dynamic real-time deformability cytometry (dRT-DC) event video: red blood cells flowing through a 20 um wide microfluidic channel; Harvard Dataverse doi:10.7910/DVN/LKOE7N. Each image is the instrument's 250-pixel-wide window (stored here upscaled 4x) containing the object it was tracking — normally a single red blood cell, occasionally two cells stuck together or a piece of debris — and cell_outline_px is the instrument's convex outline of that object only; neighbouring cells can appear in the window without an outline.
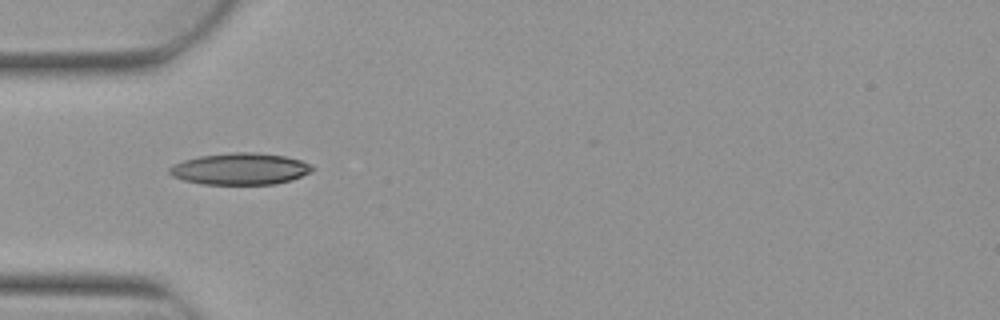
{"species": "Egyptian fruit bat (a non-hibernating species)", "species_latin": "Rousettus aegyptiacus", "temperature_condition": "warm", "stored_images_in_passage": 4, "camera_frame_rate_fps": 3000, "um_per_image_px": 0.085, "animal": {"sex": "female"}, "frame": {"image": 1, "passage_image": 1, "time_ms": 0.0, "image_size_px": [1000, 320], "cell_outline_px": [[316, 168], [312, 172], [292, 180], [276, 184], [204, 184], [184, 180], [172, 176], [168, 172], [168, 168], [172, 164], [184, 160], [200, 156], [232, 152], [256, 152], [284, 156], [300, 160]], "centroid_in_image_um": [20.42, 14.35], "position_along_channel_um": 64.6, "area_um2": 26.41}}
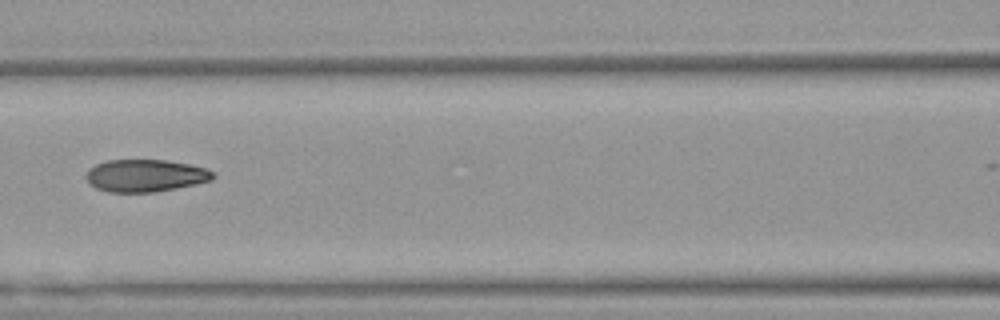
{"frame": {"image": 2, "passage_image": 3, "time_ms": 0.667, "image_size_px": [1000, 320], "cell_outline_px": [[216, 176], [212, 180], [196, 184], [176, 188], [152, 192], [108, 192], [96, 188], [88, 184], [84, 176], [88, 168], [96, 164], [108, 160], [168, 160], [208, 168]], "centroid_in_image_um": [12.33, 14.92], "position_along_channel_um": 154.3, "area_um2": 24.16}}
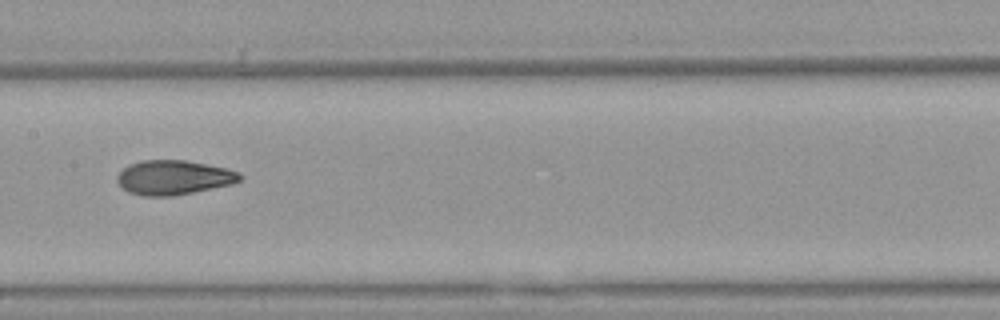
{"frame": {"image": 3, "passage_image": 4, "time_ms": 1.0, "image_size_px": [1000, 320], "cell_outline_px": [[244, 176], [240, 180], [232, 184], [172, 196], [144, 196], [128, 192], [116, 180], [116, 176], [128, 164], [140, 160], [184, 160], [228, 168], [240, 172]], "centroid_in_image_um": [14.77, 15.08], "position_along_channel_um": 192.6, "area_um2": 24.68}}